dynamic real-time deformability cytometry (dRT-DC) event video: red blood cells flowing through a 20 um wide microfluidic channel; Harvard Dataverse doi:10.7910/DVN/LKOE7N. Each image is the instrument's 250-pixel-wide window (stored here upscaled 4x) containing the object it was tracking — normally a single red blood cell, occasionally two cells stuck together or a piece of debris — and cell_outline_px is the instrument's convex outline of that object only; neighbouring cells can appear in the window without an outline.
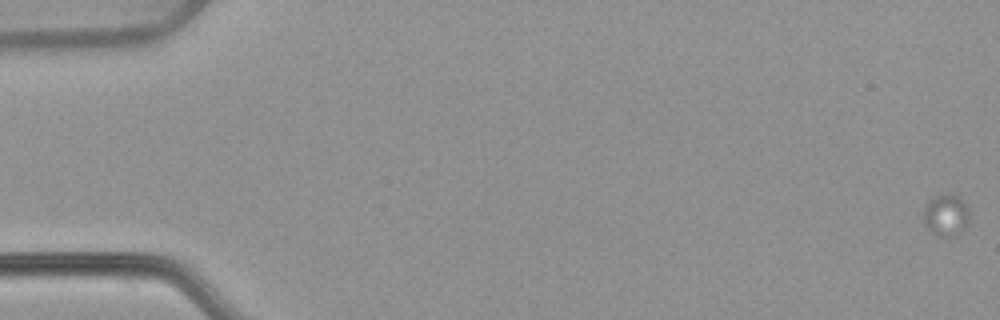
{"species": "common noctule bat (a hibernating species)", "species_latin": "Nyctalus noctula", "temperature_condition": "warm", "stored_images_in_passage": 30, "camera_frame_rate_fps": 3000, "um_per_image_px": 0.085, "animal": {"sex": "female", "body_mass_g": 22.7, "forearm_length_mm": 54.2}, "frame": {"image": 1, "passage_image": 1, "time_ms": 0.0, "image_size_px": [1000, 320], "cell_outline_px": [[968, 224], [960, 232], [944, 240], [936, 236], [924, 224], [920, 216], [920, 212], [928, 200], [932, 196], [944, 192], [948, 192], [960, 196], [968, 208]], "centroid_in_image_um": [80.34, 18.27], "position_along_channel_um": 4.7, "area_um2": 12.02}}